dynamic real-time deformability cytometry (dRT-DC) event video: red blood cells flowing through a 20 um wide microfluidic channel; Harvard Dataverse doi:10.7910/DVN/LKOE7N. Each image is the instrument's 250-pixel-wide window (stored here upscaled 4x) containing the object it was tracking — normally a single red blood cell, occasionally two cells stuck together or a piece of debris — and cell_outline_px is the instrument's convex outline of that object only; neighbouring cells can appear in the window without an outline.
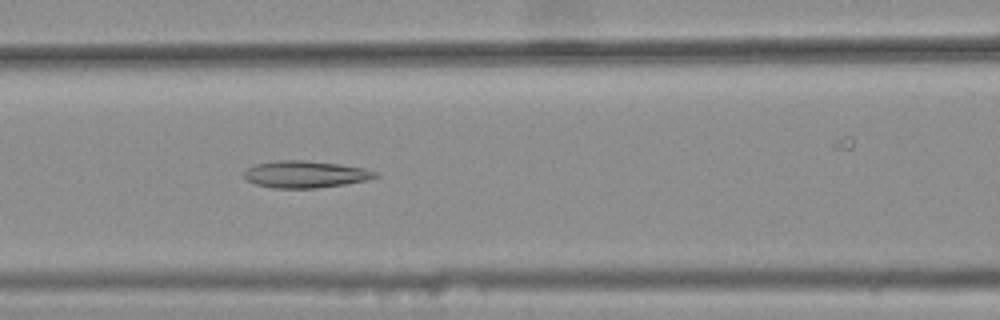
{"species": "common noctule bat (a hibernating species)", "species_latin": "Nyctalus noctula", "temperature_condition": "warm", "stored_images_in_passage": 45, "camera_frame_rate_fps": 3000, "um_per_image_px": 0.085, "animal": {"sex": "female", "body_mass_g": 25.1}, "frame": {"image": 1, "passage_image": 21, "time_ms": 6.667, "image_size_px": [1000, 320], "cell_outline_px": [[380, 176], [364, 180], [344, 184], [316, 188], [272, 188], [256, 184], [248, 180], [244, 176], [244, 172], [248, 168], [256, 164], [280, 160], [304, 160], [340, 164], [364, 168], [380, 172]], "centroid_in_image_um": [25.98, 14.81], "position_along_channel_um": 140.6, "area_um2": 20.52}}
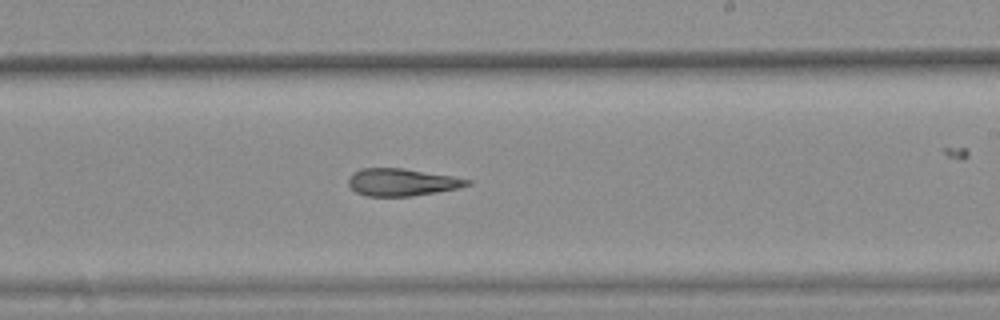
{"frame": {"image": 2, "passage_image": 30, "time_ms": 9.667, "image_size_px": [1000, 320], "cell_outline_px": [[472, 184], [460, 188], [412, 196], [368, 196], [356, 192], [348, 184], [348, 180], [352, 172], [360, 168], [404, 168], [452, 176], [472, 180]], "centroid_in_image_um": [34.17, 15.48], "position_along_channel_um": 254.8, "area_um2": 19.02}}
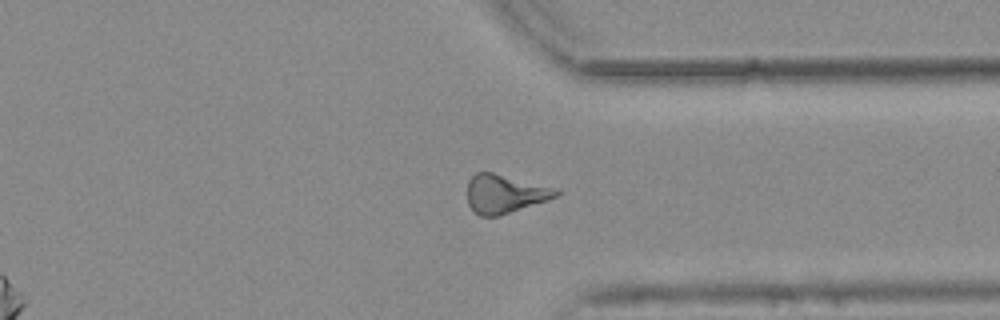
{"frame": {"image": 3, "passage_image": 39, "time_ms": 12.667, "image_size_px": [1000, 320], "cell_outline_px": [[560, 196], [548, 200], [496, 216], [480, 216], [472, 212], [468, 204], [468, 180], [476, 172], [492, 172], [552, 188], [560, 192]], "centroid_in_image_um": [42.85, 16.49], "position_along_channel_um": 368.6, "area_um2": 19.59}, "authors_computed_cell_mechanics": {"area_um2": 19.941, "velocity_mm_per_s": 3.8162, "shape_relaxation_time_tau1_ms": null, "shape_relaxation_time_tau2_ms": 3.9164, "deformation_change_tau1": null, "deformation_change_tau2": 0.1579}}